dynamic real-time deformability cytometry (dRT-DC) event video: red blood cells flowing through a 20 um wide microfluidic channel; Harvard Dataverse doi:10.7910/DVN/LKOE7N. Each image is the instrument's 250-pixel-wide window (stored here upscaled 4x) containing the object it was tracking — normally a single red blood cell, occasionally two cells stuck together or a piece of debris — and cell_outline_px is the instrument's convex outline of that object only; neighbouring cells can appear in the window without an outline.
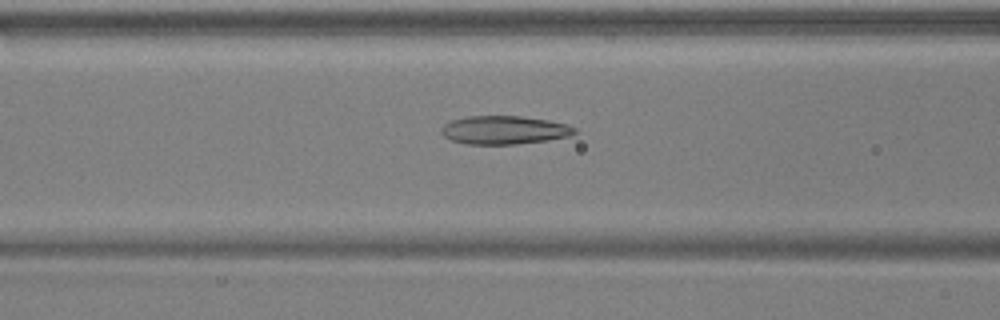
{"species": "common noctule bat (a hibernating species)", "species_latin": "Nyctalus noctula", "temperature_condition": "warm", "stored_images_in_passage": 54, "camera_frame_rate_fps": 3000, "um_per_image_px": 0.085, "animal": {"sex": "male", "body_mass_g": 17.9, "forearm_length_mm": 54.2}, "frame": {"image": 1, "passage_image": 22, "time_ms": 7.0, "image_size_px": [1000, 320], "cell_outline_px": [[580, 132], [568, 136], [548, 140], [516, 144], [468, 144], [452, 140], [444, 136], [440, 132], [440, 128], [444, 124], [452, 120], [468, 116], [520, 116], [548, 120], [568, 124], [576, 128]], "centroid_in_image_um": [42.88, 11.05], "position_along_channel_um": 123.7, "area_um2": 22.14}}
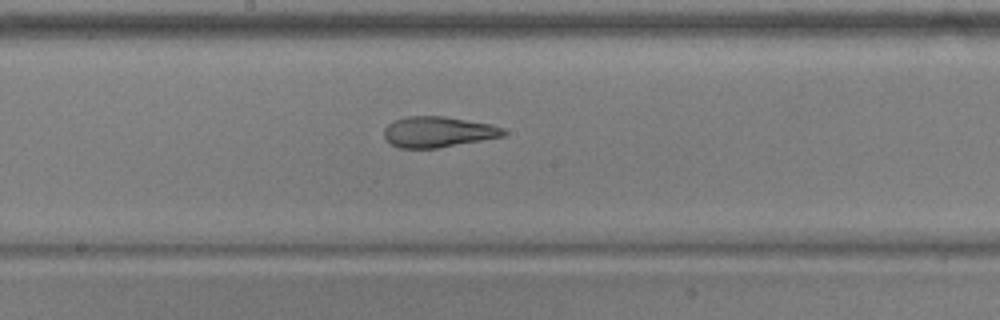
{"frame": {"image": 2, "passage_image": 29, "time_ms": 9.333, "image_size_px": [1000, 320], "cell_outline_px": [[508, 132], [504, 136], [436, 148], [400, 148], [392, 144], [384, 136], [384, 128], [388, 124], [396, 120], [408, 116], [444, 116], [492, 124], [504, 128]], "centroid_in_image_um": [37.26, 11.2], "position_along_channel_um": 210.9, "area_um2": 21.27}}
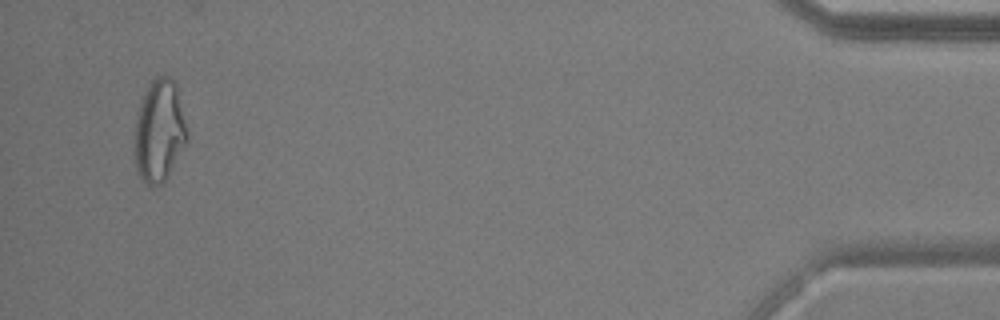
{"frame": {"image": 3, "passage_image": 52, "time_ms": 17.0, "image_size_px": [1000, 320], "cell_outline_px": [[188, 136], [184, 144], [164, 180], [160, 184], [148, 184], [140, 176], [136, 168], [136, 120], [140, 104], [148, 84], [156, 76], [168, 76], [176, 80], [188, 132]], "centroid_in_image_um": [13.56, 11.03], "position_along_channel_um": 421.6, "area_um2": 30.46}, "authors_computed_cell_mechanics": {"area_um2": 23.6691, "velocity_mm_per_s": 3.7327, "shape_relaxation_time_tau1_ms": null, "shape_relaxation_time_tau2_ms": 1.9667, "deformation_change_tau1": null, "deformation_change_tau2": 0.0931}}